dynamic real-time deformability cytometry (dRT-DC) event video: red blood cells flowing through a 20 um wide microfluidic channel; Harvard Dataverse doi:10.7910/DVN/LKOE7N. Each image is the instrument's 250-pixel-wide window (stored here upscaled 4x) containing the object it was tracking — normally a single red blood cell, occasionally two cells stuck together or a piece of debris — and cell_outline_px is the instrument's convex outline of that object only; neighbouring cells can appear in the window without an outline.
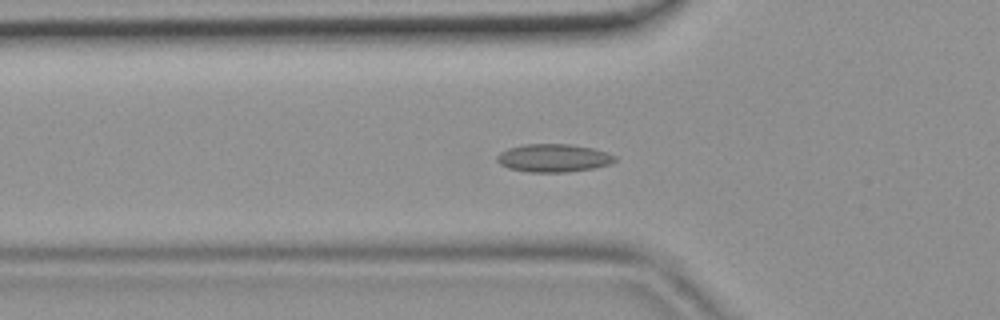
{"species": "common noctule bat (a hibernating species)", "species_latin": "Nyctalus noctula", "temperature_condition": "room temperature", "stored_images_in_passage": 39, "camera_frame_rate_fps": 3000, "um_per_image_px": 0.085, "animal": {"sex": "female", "body_mass_g": 19.9}, "frame": {"image": 1, "passage_image": 8, "time_ms": 2.333, "image_size_px": [1000, 320], "cell_outline_px": [[616, 160], [612, 164], [592, 168], [568, 172], [528, 172], [508, 168], [500, 164], [496, 160], [496, 156], [500, 152], [508, 148], [524, 144], [568, 144], [592, 148], [608, 152], [616, 156]], "centroid_in_image_um": [47.05, 13.43], "position_along_channel_um": 78.8, "area_um2": 19.36}}
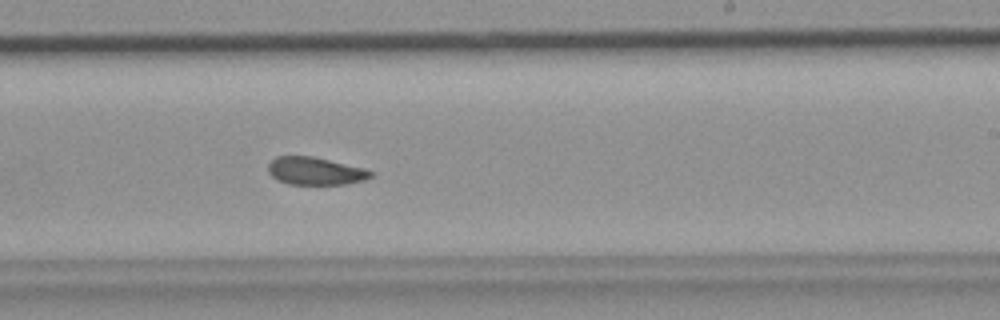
{"frame": {"image": 2, "passage_image": 21, "time_ms": 6.667, "image_size_px": [1000, 320], "cell_outline_px": [[372, 176], [364, 180], [348, 184], [288, 184], [276, 180], [268, 172], [268, 164], [276, 156], [312, 156], [364, 168], [372, 172]], "centroid_in_image_um": [26.77, 14.54], "position_along_channel_um": 262.2, "area_um2": 16.53}}
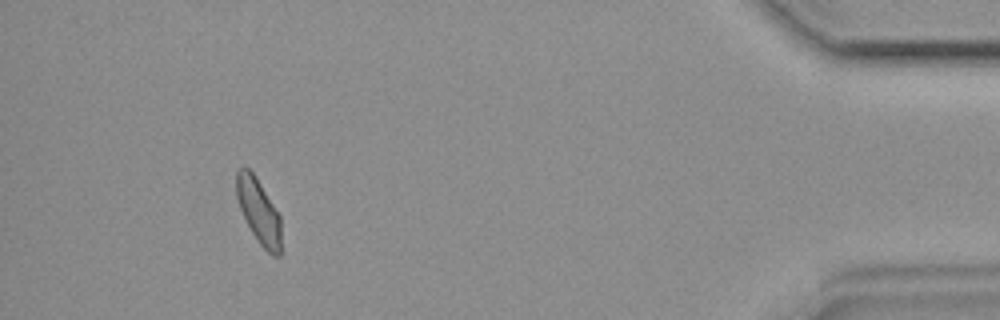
{"frame": {"image": 3, "passage_image": 36, "time_ms": 11.667, "image_size_px": [1000, 320], "cell_outline_px": [[280, 256], [272, 256], [256, 240], [240, 208], [236, 196], [236, 172], [244, 164], [256, 176], [280, 216]], "centroid_in_image_um": [21.97, 17.92], "position_along_channel_um": 413.2, "area_um2": 16.76}}